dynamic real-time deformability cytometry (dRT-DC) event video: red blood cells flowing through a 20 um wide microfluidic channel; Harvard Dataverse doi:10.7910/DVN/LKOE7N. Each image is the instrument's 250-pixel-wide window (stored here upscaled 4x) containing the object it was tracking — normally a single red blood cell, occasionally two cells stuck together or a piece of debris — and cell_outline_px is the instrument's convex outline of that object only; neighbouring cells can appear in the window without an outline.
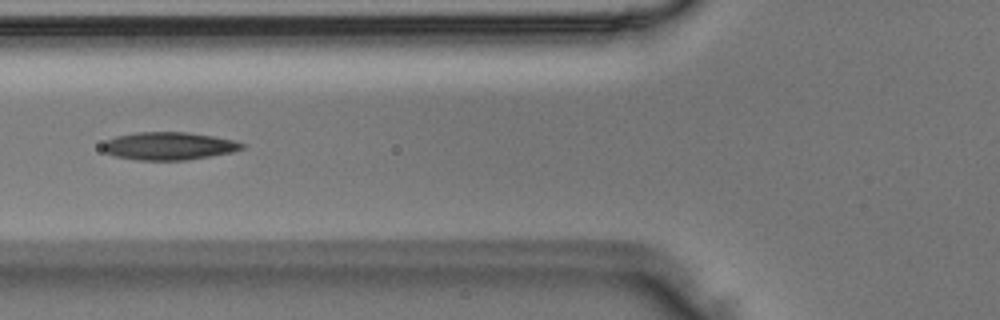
{"species": "Egyptian fruit bat (a non-hibernating species)", "species_latin": "Rousettus aegyptiacus", "temperature_condition": "room temperature", "stored_images_in_passage": 26, "camera_frame_rate_fps": 3000, "um_per_image_px": 0.085, "animal": {"sex": "male"}, "frame": {"image": 1, "passage_image": 9, "time_ms": 2.667, "image_size_px": [1000, 320], "cell_outline_px": [[244, 148], [232, 152], [188, 160], [140, 160], [116, 156], [104, 152], [100, 148], [108, 140], [116, 136], [136, 132], [188, 132], [212, 136], [232, 140], [244, 144]], "centroid_in_image_um": [14.33, 12.41], "position_along_channel_um": 111.5, "area_um2": 22.43}}
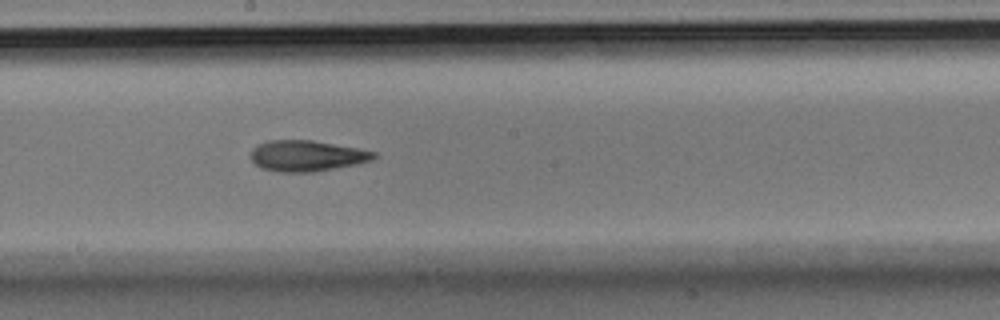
{"frame": {"image": 2, "passage_image": 17, "time_ms": 5.333, "image_size_px": [1000, 320], "cell_outline_px": [[380, 156], [372, 160], [356, 164], [316, 172], [280, 172], [260, 168], [252, 160], [252, 148], [256, 144], [268, 140], [312, 140], [356, 148], [376, 152]], "centroid_in_image_um": [26.08, 13.25], "position_along_channel_um": 222.1, "area_um2": 22.25}}
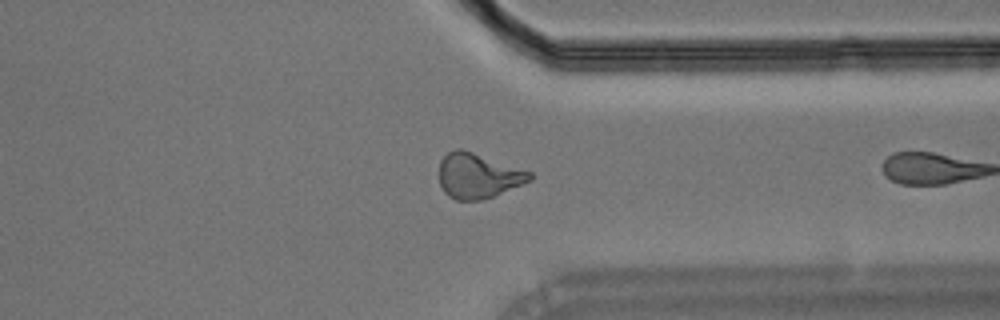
{"frame": {"image": 3, "passage_image": 25, "time_ms": 8.0, "image_size_px": [1000, 320], "cell_outline_px": [[532, 180], [492, 196], [480, 200], [456, 200], [448, 196], [444, 192], [440, 184], [440, 160], [448, 152], [456, 148], [460, 148], [532, 172]], "centroid_in_image_um": [40.61, 14.94], "position_along_channel_um": 370.8, "area_um2": 23.47}}